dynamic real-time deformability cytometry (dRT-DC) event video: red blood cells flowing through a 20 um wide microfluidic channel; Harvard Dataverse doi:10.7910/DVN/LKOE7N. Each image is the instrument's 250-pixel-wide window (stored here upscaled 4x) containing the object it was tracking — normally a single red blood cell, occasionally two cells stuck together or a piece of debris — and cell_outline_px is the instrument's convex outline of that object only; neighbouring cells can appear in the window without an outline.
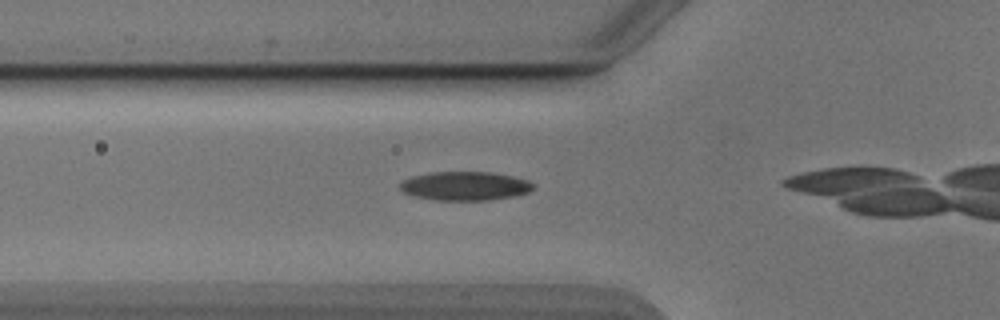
{"species": "Egyptian fruit bat (a non-hibernating species)", "species_latin": "Rousettus aegyptiacus", "temperature_condition": "cold", "stored_images_in_passage": 10, "camera_frame_rate_fps": 3000, "um_per_image_px": 0.085, "animal": {"sex": "male"}, "frame": {"image": 1, "passage_image": 5, "time_ms": 1.333, "image_size_px": [1000, 320], "cell_outline_px": [[532, 188], [528, 192], [512, 196], [488, 200], [436, 200], [412, 196], [404, 192], [400, 188], [400, 184], [404, 180], [412, 176], [428, 172], [492, 172], [512, 176], [528, 180], [532, 184]], "centroid_in_image_um": [39.48, 15.8], "position_along_channel_um": 86.3, "area_um2": 22.25}}
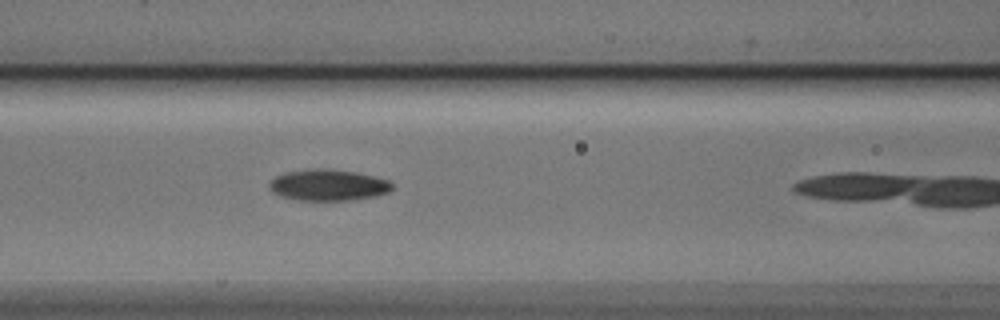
{"frame": {"image": 2, "passage_image": 9, "time_ms": 2.667, "image_size_px": [1000, 320], "cell_outline_px": [[392, 188], [388, 192], [376, 196], [352, 200], [296, 200], [280, 196], [272, 192], [268, 184], [276, 176], [284, 172], [316, 168], [324, 168], [356, 172], [388, 180], [392, 184]], "centroid_in_image_um": [27.87, 15.73], "position_along_channel_um": 138.7, "area_um2": 22.37}}